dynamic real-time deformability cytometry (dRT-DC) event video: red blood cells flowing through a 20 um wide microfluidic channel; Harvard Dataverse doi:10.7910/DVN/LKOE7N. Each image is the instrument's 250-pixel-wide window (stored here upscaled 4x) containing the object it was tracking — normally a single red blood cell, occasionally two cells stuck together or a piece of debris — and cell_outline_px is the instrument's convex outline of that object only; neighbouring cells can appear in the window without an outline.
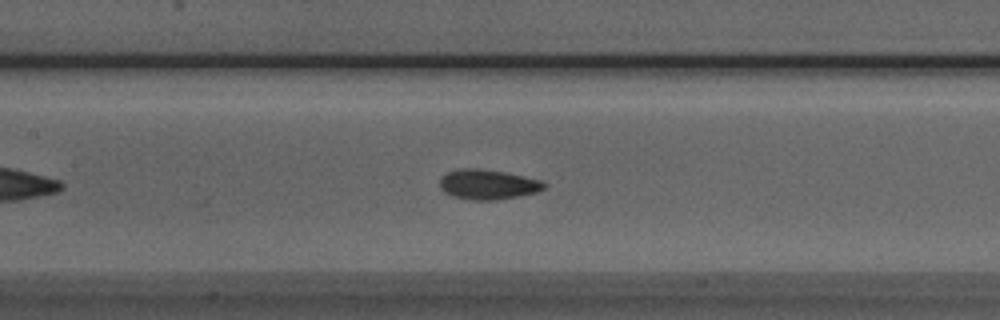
{"species": "Egyptian fruit bat (a non-hibernating species)", "species_latin": "Rousettus aegyptiacus", "temperature_condition": "room temperature", "stored_images_in_passage": 44, "camera_frame_rate_fps": 3000, "um_per_image_px": 0.085, "animal": {"sex": "male"}, "frame": {"image": 1, "passage_image": 15, "time_ms": 4.667, "image_size_px": [1000, 320], "cell_outline_px": [[548, 184], [544, 188], [536, 192], [496, 200], [472, 200], [452, 196], [444, 192], [440, 188], [440, 176], [456, 168], [480, 168], [504, 172], [524, 176], [540, 180]], "centroid_in_image_um": [41.43, 15.66], "position_along_channel_um": 166.0, "area_um2": 18.26}}
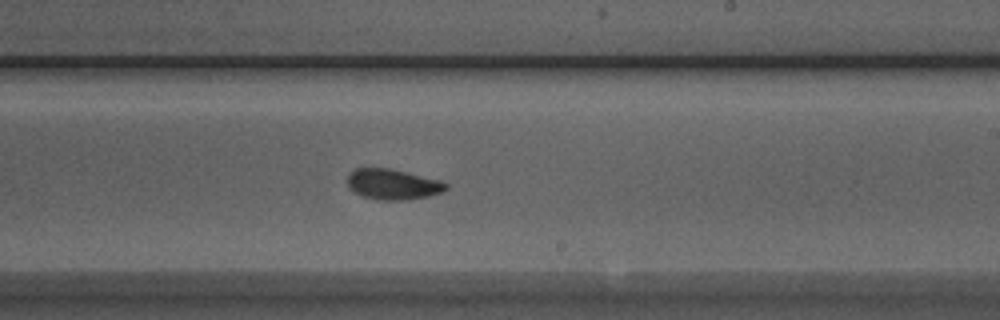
{"frame": {"image": 2, "passage_image": 22, "time_ms": 7.0, "image_size_px": [1000, 320], "cell_outline_px": [[448, 188], [444, 192], [428, 196], [408, 200], [376, 200], [364, 196], [348, 188], [348, 172], [356, 168], [388, 168], [440, 180], [448, 184]], "centroid_in_image_um": [33.4, 15.67], "position_along_channel_um": 255.6, "area_um2": 17.57}}
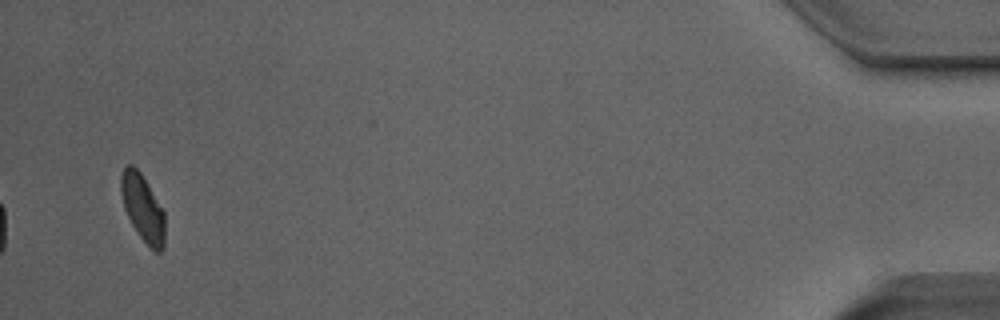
{"frame": {"image": 3, "passage_image": 42, "time_ms": 13.667, "image_size_px": [1000, 320], "cell_outline_px": [[164, 248], [160, 252], [156, 252], [140, 236], [132, 224], [124, 208], [120, 192], [120, 176], [124, 168], [128, 164], [132, 164], [140, 172], [164, 212]], "centroid_in_image_um": [12.11, 17.66], "position_along_channel_um": 423.1, "area_um2": 16.76}, "authors_computed_cell_mechanics": {"area_um2": 17.5712, "velocity_mm_per_s": 3.8676, "shape_relaxation_time_tau1_ms": 4.2719, "shape_relaxation_time_tau2_ms": 1.6121, "deformation_change_tau1": 0.0966, "deformation_change_tau2": 0.0551}}